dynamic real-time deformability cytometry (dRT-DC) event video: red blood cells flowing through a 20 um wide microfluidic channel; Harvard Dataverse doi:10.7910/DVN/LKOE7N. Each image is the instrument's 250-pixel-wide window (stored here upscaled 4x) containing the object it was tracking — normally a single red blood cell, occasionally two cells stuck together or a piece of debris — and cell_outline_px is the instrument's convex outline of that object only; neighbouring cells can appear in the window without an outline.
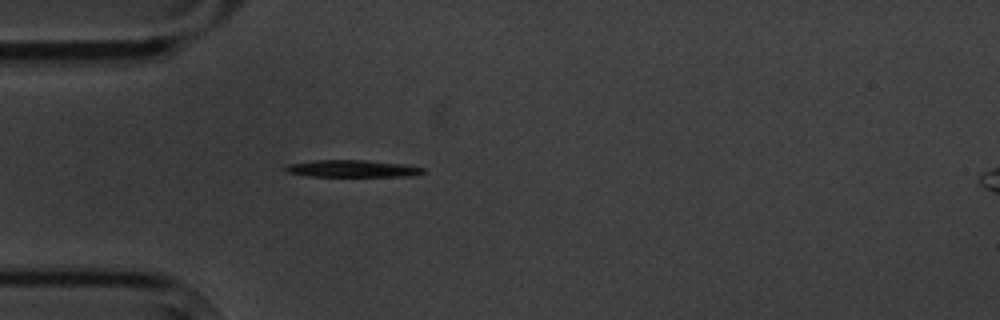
{"species": "common noctule bat (a hibernating species)", "species_latin": "Nyctalus noctula", "temperature_condition": "cold", "stored_images_in_passage": 4, "camera_frame_rate_fps": 3000, "um_per_image_px": 0.085, "animal": {"sex": "male", "body_mass_g": 20.1, "forearm_length_mm": 53.5}, "frame": {"image": 1, "passage_image": 4, "time_ms": 3.333, "image_size_px": [1000, 320], "cell_outline_px": [[424, 172], [412, 176], [308, 176], [288, 172], [284, 168], [288, 164], [316, 160], [364, 160], [404, 164], [424, 168]], "centroid_in_image_um": [29.95, 14.33], "position_along_channel_um": 55.0, "area_um2": 13.53}}